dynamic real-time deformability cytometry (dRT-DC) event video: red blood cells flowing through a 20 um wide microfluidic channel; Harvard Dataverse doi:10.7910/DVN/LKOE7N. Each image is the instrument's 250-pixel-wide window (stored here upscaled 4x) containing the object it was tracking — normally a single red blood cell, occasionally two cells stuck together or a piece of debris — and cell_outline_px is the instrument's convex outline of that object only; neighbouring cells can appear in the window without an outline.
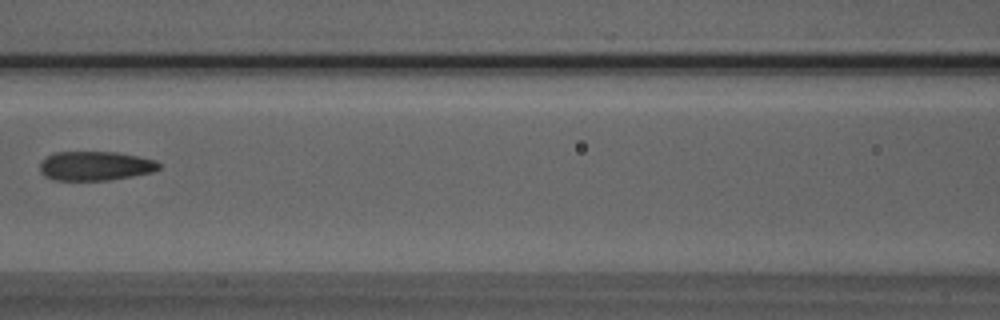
{"species": "Egyptian fruit bat (a non-hibernating species)", "species_latin": "Rousettus aegyptiacus", "temperature_condition": "room temperature", "stored_images_in_passage": 5, "camera_frame_rate_fps": 3000, "um_per_image_px": 0.085, "animal": {"sex": "male"}, "frame": {"image": 1, "passage_image": 5, "time_ms": 4.667, "image_size_px": [1000, 320], "cell_outline_px": [[160, 168], [152, 172], [132, 176], [108, 180], [56, 180], [44, 176], [40, 172], [40, 160], [56, 152], [116, 152], [156, 160], [160, 164]], "centroid_in_image_um": [8.08, 14.1], "position_along_channel_um": 158.5, "area_um2": 20.23}}